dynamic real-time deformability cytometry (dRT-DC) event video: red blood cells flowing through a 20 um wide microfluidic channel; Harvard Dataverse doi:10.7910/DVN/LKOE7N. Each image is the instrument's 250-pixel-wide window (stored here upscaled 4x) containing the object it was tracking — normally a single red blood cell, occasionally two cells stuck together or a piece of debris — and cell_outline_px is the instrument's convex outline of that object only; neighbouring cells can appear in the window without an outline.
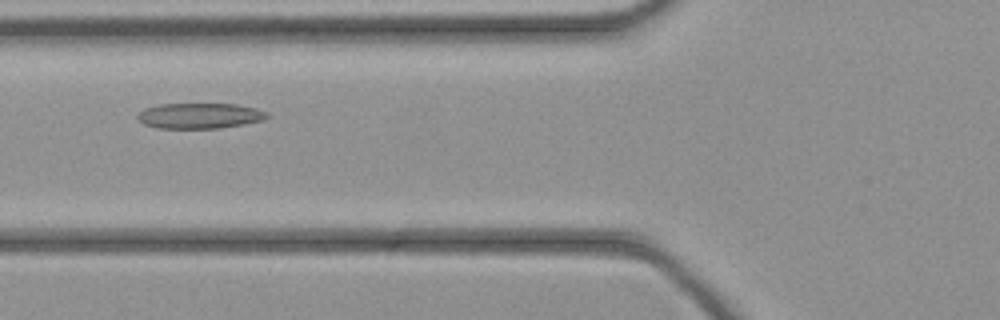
{"species": "common noctule bat (a hibernating species)", "species_latin": "Nyctalus noctula", "temperature_condition": "cold", "stored_images_in_passage": 40, "camera_frame_rate_fps": 3000, "um_per_image_px": 0.085, "animal": {"sex": "female", "body_mass_g": 21.9}, "frame": {"image": 1, "passage_image": 12, "time_ms": 3.667, "image_size_px": [1000, 320], "cell_outline_px": [[272, 116], [264, 120], [244, 124], [220, 128], [156, 128], [144, 124], [136, 116], [144, 108], [160, 104], [236, 104], [256, 108], [268, 112]], "centroid_in_image_um": [17.02, 9.84], "position_along_channel_um": 108.8, "area_um2": 19.36}}
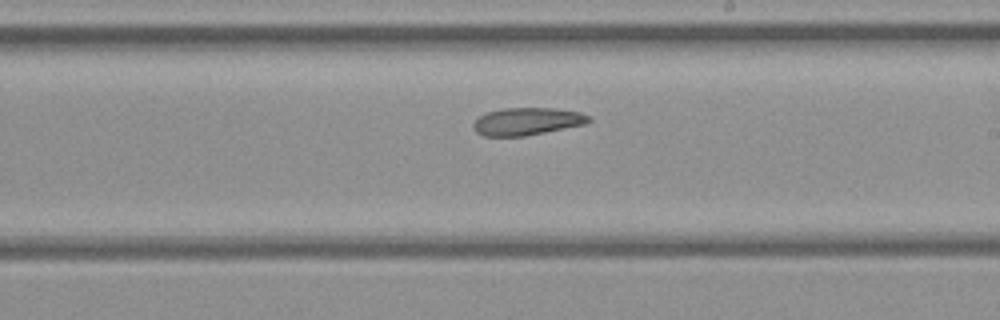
{"frame": {"image": 2, "passage_image": 21, "time_ms": 6.667, "image_size_px": [1000, 320], "cell_outline_px": [[592, 120], [584, 124], [524, 136], [484, 136], [476, 132], [472, 128], [472, 124], [480, 116], [488, 112], [504, 108], [556, 108], [580, 112], [592, 116]], "centroid_in_image_um": [44.81, 10.31], "position_along_channel_um": 244.2, "area_um2": 18.44}}
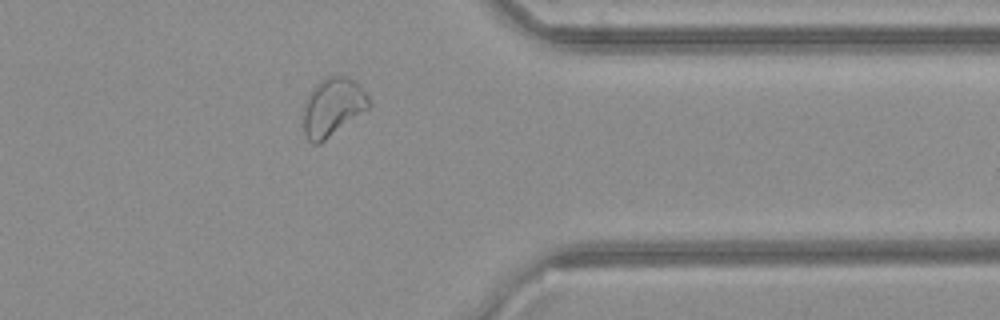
{"frame": {"image": 3, "passage_image": 31, "time_ms": 10.0, "image_size_px": [1000, 320], "cell_outline_px": [[372, 104], [368, 108], [320, 144], [312, 144], [308, 140], [304, 132], [300, 116], [304, 100], [312, 88], [320, 80], [328, 76], [344, 76], [360, 84], [368, 96]], "centroid_in_image_um": [28.21, 9.1], "position_along_channel_um": 383.2, "area_um2": 22.66}}